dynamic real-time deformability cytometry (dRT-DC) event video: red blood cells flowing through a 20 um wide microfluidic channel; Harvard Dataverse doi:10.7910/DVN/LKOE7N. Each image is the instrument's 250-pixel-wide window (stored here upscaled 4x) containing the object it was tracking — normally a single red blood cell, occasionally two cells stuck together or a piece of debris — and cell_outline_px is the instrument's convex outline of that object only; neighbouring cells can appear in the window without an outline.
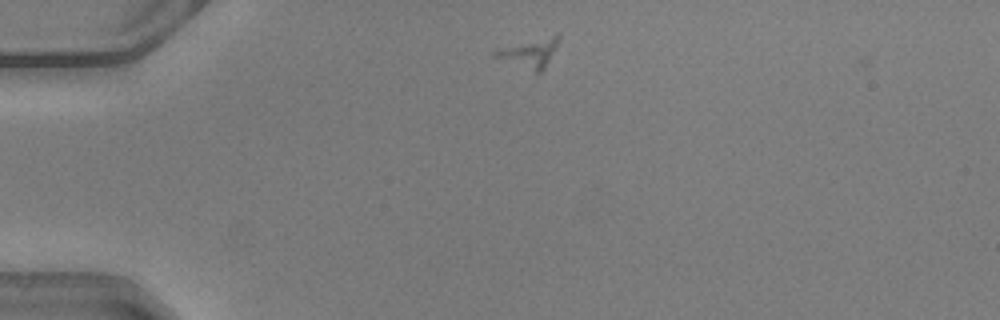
{"species": "common noctule bat (a hibernating species)", "species_latin": "Nyctalus noctula", "temperature_condition": "warm", "stored_images_in_passage": 14, "camera_frame_rate_fps": 3000, "um_per_image_px": 0.085, "animal": {"sex": "male", "body_mass_g": 20.5, "forearm_length_mm": 52.5}, "frame": {"image": 1, "passage_image": 1, "time_ms": 0.0, "image_size_px": [1000, 320], "cell_outline_px": [[560, 36], [544, 68], [536, 76], [492, 56], [492, 52], [496, 48], [556, 32]], "centroid_in_image_um": [44.94, 4.51], "position_along_channel_um": 40.1, "area_um2": 11.39}}